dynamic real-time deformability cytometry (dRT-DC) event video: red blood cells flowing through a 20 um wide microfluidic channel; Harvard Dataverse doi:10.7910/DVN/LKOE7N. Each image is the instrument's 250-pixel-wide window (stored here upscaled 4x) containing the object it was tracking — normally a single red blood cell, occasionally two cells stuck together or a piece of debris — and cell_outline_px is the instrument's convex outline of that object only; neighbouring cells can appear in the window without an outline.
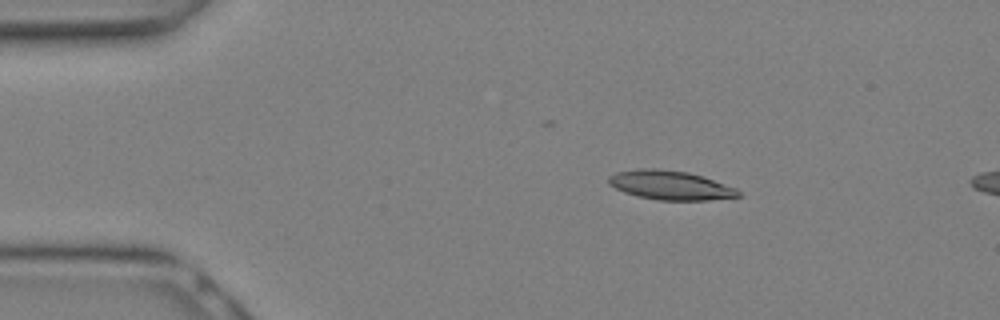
{"species": "Egyptian fruit bat (a non-hibernating species)", "species_latin": "Rousettus aegyptiacus", "temperature_condition": "warm", "stored_images_in_passage": 5, "camera_frame_rate_fps": 3000, "um_per_image_px": 0.085, "animal": {"sex": "female"}, "frame": {"image": 1, "passage_image": 1, "time_ms": 0.0, "image_size_px": [1000, 320], "cell_outline_px": [[740, 196], [708, 200], [660, 200], [636, 196], [624, 192], [608, 184], [608, 176], [616, 172], [636, 168], [656, 168], [688, 172], [704, 176], [736, 188], [740, 192]], "centroid_in_image_um": [56.95, 15.73], "position_along_channel_um": 28.0, "area_um2": 22.14}}